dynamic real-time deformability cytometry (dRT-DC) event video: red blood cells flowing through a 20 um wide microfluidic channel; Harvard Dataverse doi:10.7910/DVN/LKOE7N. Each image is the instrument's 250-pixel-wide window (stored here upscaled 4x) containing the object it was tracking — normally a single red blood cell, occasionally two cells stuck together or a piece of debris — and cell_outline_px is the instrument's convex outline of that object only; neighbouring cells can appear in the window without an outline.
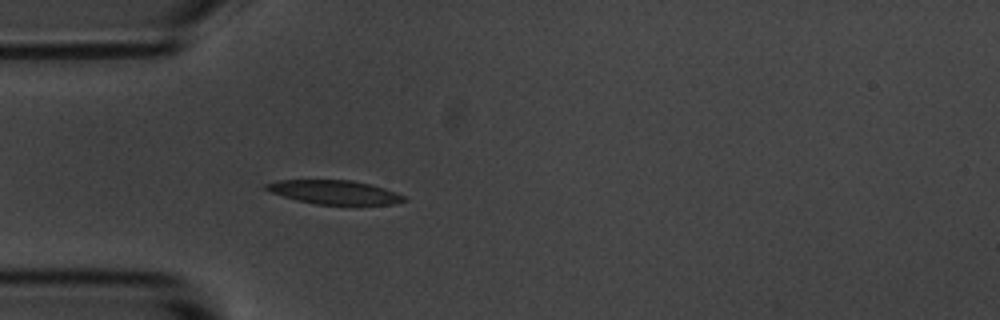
{"species": "common noctule bat (a hibernating species)", "species_latin": "Nyctalus noctula", "temperature_condition": "room temperature", "stored_images_in_passage": 36, "camera_frame_rate_fps": 3000, "um_per_image_px": 0.085, "animal": {"sex": "male", "body_mass_g": 20.1, "forearm_length_mm": 53.5}, "frame": {"image": 1, "passage_image": 1, "time_ms": 0.0, "image_size_px": [1000, 320], "cell_outline_px": [[408, 200], [392, 204], [316, 204], [296, 200], [272, 192], [264, 188], [264, 184], [276, 180], [352, 180], [384, 188], [396, 192], [404, 196]], "centroid_in_image_um": [28.41, 16.33], "position_along_channel_um": 56.6, "area_um2": 18.96}}
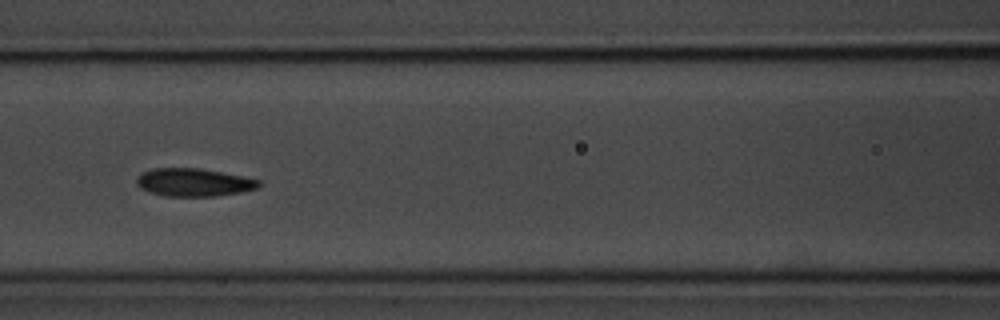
{"frame": {"image": 2, "passage_image": 9, "time_ms": 2.667, "image_size_px": [1000, 320], "cell_outline_px": [[260, 188], [240, 192], [216, 196], [164, 196], [140, 188], [136, 184], [136, 180], [144, 172], [152, 168], [200, 168], [244, 176], [260, 180]], "centroid_in_image_um": [16.51, 15.5], "position_along_channel_um": 150.1, "area_um2": 19.88}}
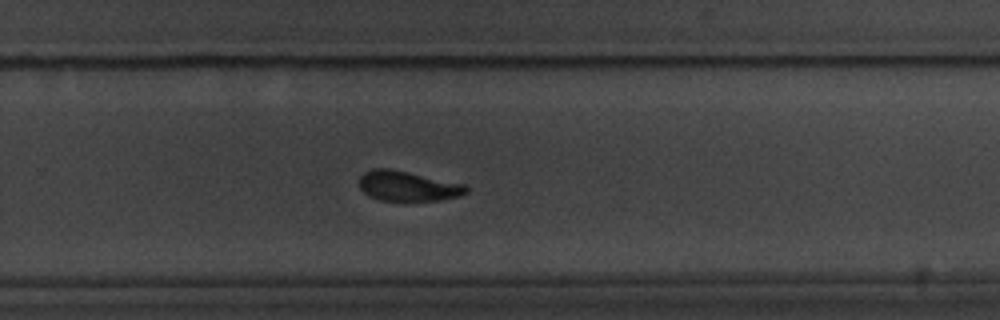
{"frame": {"image": 3, "passage_image": 21, "time_ms": 6.667, "image_size_px": [1000, 320], "cell_outline_px": [[468, 192], [460, 196], [440, 200], [380, 200], [368, 196], [360, 188], [360, 176], [364, 172], [372, 168], [392, 168], [464, 184], [468, 188]], "centroid_in_image_um": [34.65, 15.8], "position_along_channel_um": 295.1, "area_um2": 18.73}, "authors_computed_cell_mechanics": {"area_um2": 19.4786, "velocity_mm_per_s": 3.6395, "shape_relaxation_time_tau1_ms": 2.8957, "shape_relaxation_time_tau2_ms": 1.8708, "deformation_change_tau1": 0.1377, "deformation_change_tau2": 0.0753}}